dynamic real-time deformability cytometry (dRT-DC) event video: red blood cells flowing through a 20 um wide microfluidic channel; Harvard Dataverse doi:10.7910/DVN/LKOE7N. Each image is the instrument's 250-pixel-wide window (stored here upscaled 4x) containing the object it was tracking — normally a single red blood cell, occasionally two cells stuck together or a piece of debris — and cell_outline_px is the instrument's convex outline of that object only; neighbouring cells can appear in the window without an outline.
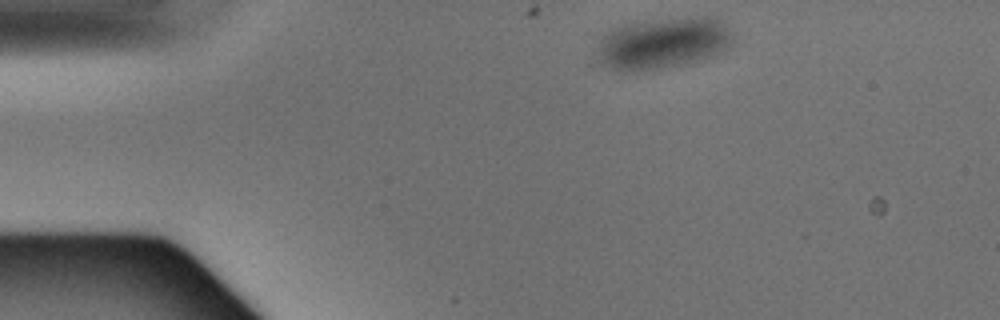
{"species": "Egyptian fruit bat (a non-hibernating species)", "species_latin": "Rousettus aegyptiacus", "temperature_condition": "warm", "stored_images_in_passage": 2, "camera_frame_rate_fps": 3000, "um_per_image_px": 0.085, "animal": {"sex": "male"}, "frame": {"image": 1, "passage_image": 1, "time_ms": 0.0, "image_size_px": [1000, 320], "cell_outline_px": [[736, 32], [732, 44], [720, 52], [708, 56], [644, 72], [620, 72], [600, 64], [600, 40], [604, 36], [616, 28], [624, 24], [696, 16], [716, 16]], "centroid_in_image_um": [56.42, 3.65], "position_along_channel_um": 28.6, "area_um2": 40.29}}